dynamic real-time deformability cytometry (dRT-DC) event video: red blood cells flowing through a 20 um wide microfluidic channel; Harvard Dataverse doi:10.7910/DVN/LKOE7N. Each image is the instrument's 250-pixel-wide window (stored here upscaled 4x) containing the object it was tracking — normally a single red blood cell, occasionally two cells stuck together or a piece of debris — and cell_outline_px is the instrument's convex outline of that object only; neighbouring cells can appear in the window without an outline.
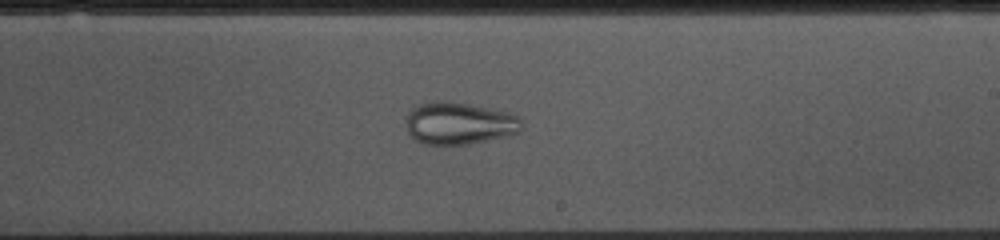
{"species": "common noctule bat (a hibernating species)", "species_latin": "Nyctalus noctula", "temperature_condition": "cold", "stored_images_in_passage": 53, "camera_frame_rate_fps": 3000, "um_per_image_px": 0.085, "animal": {"sex": "female", "body_mass_g": 10.0, "forearm_length_mm": 53.1}, "frame": {"image": 1, "passage_image": 30, "time_ms": 9.667, "image_size_px": [1000, 240], "cell_outline_px": [[520, 132], [504, 136], [464, 144], [424, 144], [412, 140], [408, 132], [408, 112], [416, 104], [432, 100], [448, 100], [508, 112], [520, 116]], "centroid_in_image_um": [38.97, 10.45], "position_along_channel_um": 250.0, "area_um2": 28.38}}
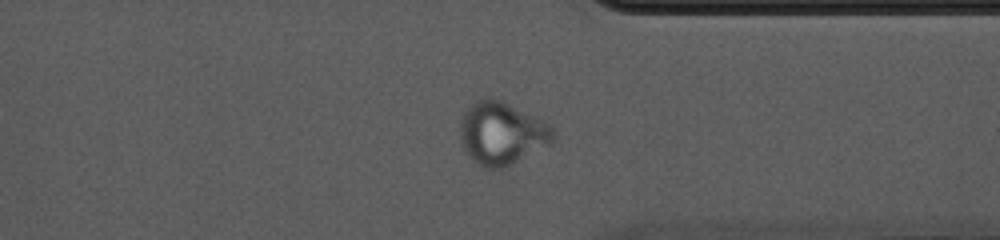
{"frame": {"image": 2, "passage_image": 40, "time_ms": 13.0, "image_size_px": [1000, 240], "cell_outline_px": [[556, 140], [552, 144], [504, 168], [488, 168], [476, 164], [468, 156], [460, 140], [460, 116], [464, 108], [476, 100], [488, 96], [492, 96], [536, 116], [544, 120], [556, 128]], "centroid_in_image_um": [42.67, 11.31], "position_along_channel_um": 368.7, "area_um2": 35.03}}
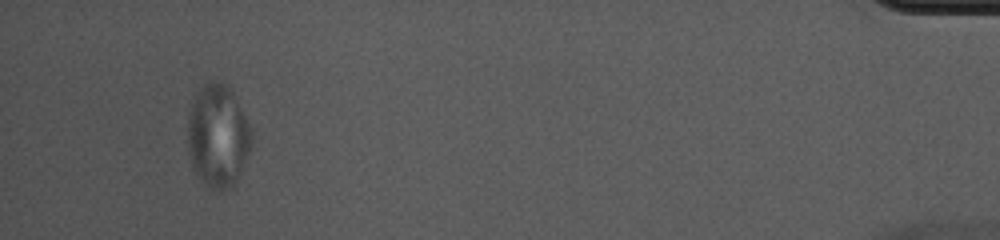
{"frame": {"image": 3, "passage_image": 50, "time_ms": 16.333, "image_size_px": [1000, 240], "cell_outline_px": [[252, 144], [240, 172], [232, 188], [220, 192], [216, 192], [200, 180], [192, 164], [188, 148], [188, 112], [192, 100], [196, 92], [208, 80], [220, 80], [228, 84], [252, 132]], "centroid_in_image_um": [18.5, 11.54], "position_along_channel_um": 416.7, "area_um2": 38.38}}